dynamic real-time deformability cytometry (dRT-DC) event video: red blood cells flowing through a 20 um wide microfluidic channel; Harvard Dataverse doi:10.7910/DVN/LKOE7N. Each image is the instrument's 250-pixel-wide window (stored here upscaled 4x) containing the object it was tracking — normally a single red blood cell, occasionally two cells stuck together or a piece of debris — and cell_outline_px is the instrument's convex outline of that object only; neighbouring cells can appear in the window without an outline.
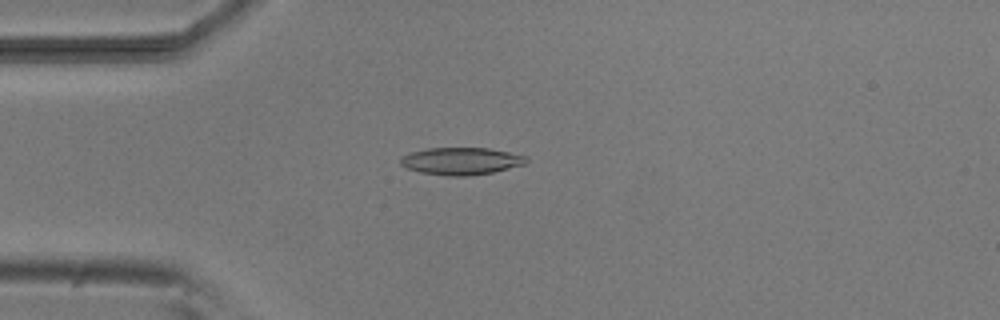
{"species": "common noctule bat (a hibernating species)", "species_latin": "Nyctalus noctula", "temperature_condition": "room temperature", "stored_images_in_passage": 3, "camera_frame_rate_fps": 3000, "um_per_image_px": 0.085, "animal": {"sex": "male", "body_mass_g": 20.5, "forearm_length_mm": 52.5}, "frame": {"image": 1, "passage_image": 1, "time_ms": 0.0, "image_size_px": [1000, 320], "cell_outline_px": [[528, 160], [524, 164], [492, 172], [468, 176], [448, 176], [420, 172], [408, 168], [400, 164], [400, 156], [412, 152], [428, 148], [488, 148], [528, 156]], "centroid_in_image_um": [39.18, 13.69], "position_along_channel_um": 45.8, "area_um2": 19.88}}